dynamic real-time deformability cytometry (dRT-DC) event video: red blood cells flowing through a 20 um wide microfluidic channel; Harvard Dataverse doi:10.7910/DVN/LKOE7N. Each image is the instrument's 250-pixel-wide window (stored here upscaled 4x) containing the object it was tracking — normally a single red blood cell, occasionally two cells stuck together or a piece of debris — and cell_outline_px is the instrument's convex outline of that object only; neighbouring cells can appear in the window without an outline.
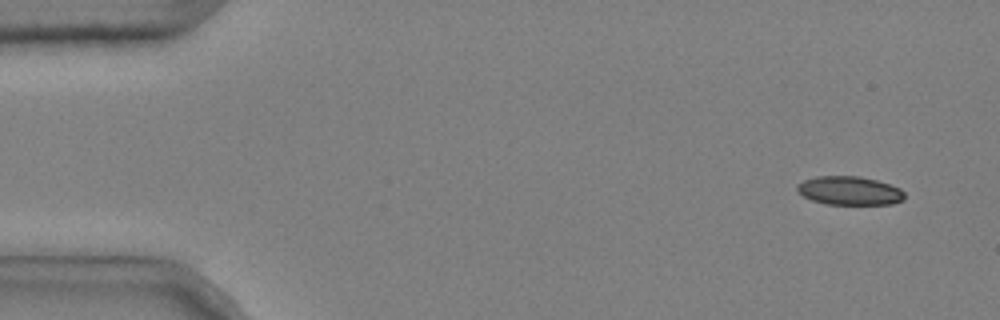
{"species": "common noctule bat (a hibernating species)", "species_latin": "Nyctalus noctula", "temperature_condition": "cold", "stored_images_in_passage": 5, "camera_frame_rate_fps": 3000, "um_per_image_px": 0.085, "animal": {"sex": "male", "body_mass_g": 20.4}, "frame": {"image": 1, "passage_image": 1, "time_ms": 0.0, "image_size_px": [1000, 320], "cell_outline_px": [[904, 200], [892, 204], [824, 204], [812, 200], [804, 196], [796, 188], [796, 184], [804, 180], [816, 176], [860, 176], [876, 180], [900, 188], [904, 192]], "centroid_in_image_um": [72.2, 16.2], "position_along_channel_um": 12.8, "area_um2": 17.92}}
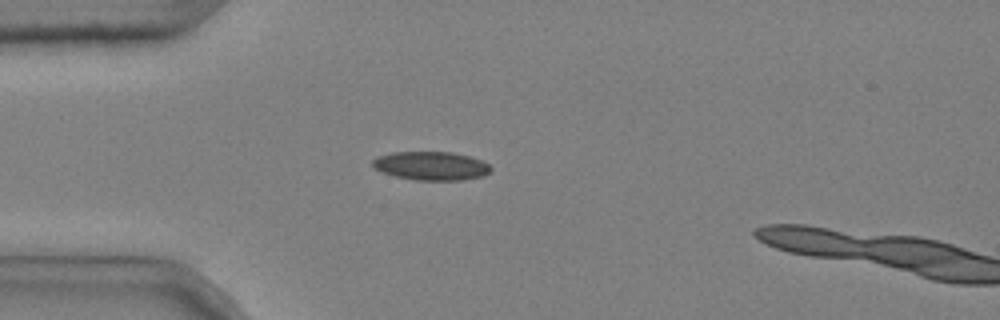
{"frame": {"image": 2, "passage_image": 4, "time_ms": 1.0, "image_size_px": [1000, 320], "cell_outline_px": [[492, 168], [484, 176], [460, 180], [416, 180], [396, 176], [384, 172], [376, 168], [372, 164], [372, 160], [376, 156], [392, 152], [452, 152], [468, 156], [480, 160], [488, 164]], "centroid_in_image_um": [36.64, 14.09], "position_along_channel_um": 48.4, "area_um2": 19.54}}